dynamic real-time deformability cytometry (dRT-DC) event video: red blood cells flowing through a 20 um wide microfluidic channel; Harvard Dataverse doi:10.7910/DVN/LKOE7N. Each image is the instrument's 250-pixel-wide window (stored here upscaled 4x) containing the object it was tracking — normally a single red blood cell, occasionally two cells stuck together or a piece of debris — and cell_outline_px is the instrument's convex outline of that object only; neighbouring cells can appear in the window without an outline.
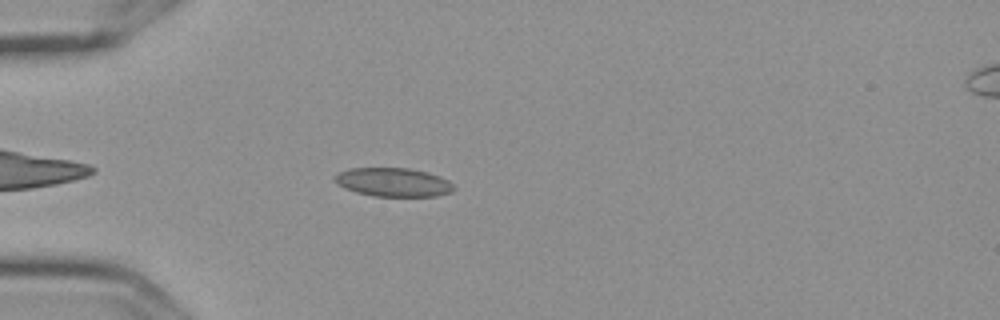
{"species": "Egyptian fruit bat (a non-hibernating species)", "species_latin": "Rousettus aegyptiacus", "temperature_condition": "cold", "stored_images_in_passage": 4, "camera_frame_rate_fps": 3000, "um_per_image_px": 0.085, "frame": {"image": 1, "passage_image": 4, "time_ms": 1.0, "image_size_px": [1000, 320], "cell_outline_px": [[456, 188], [452, 192], [436, 196], [372, 196], [356, 192], [344, 188], [336, 184], [332, 180], [332, 176], [336, 172], [348, 168], [408, 168], [428, 172], [440, 176], [448, 180]], "centroid_in_image_um": [33.37, 15.48], "position_along_channel_um": 51.6, "area_um2": 20.29}}